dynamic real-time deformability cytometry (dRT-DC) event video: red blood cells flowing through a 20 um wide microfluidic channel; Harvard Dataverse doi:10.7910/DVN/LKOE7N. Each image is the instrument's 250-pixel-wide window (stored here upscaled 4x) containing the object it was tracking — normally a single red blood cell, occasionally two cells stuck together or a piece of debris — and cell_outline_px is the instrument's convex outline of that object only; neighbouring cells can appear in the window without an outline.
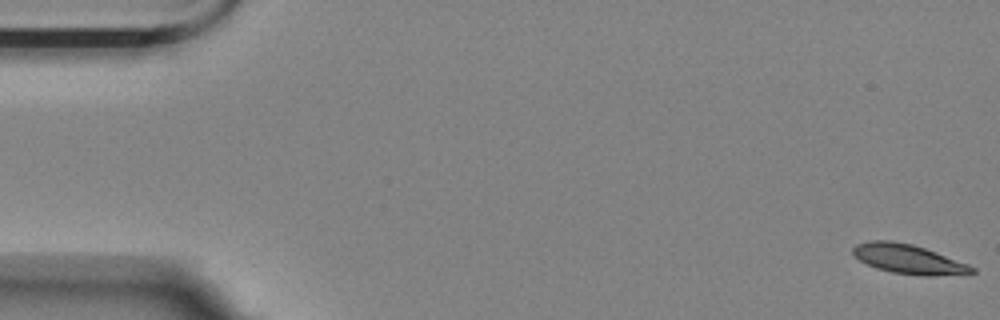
{"species": "Egyptian fruit bat (a non-hibernating species)", "species_latin": "Rousettus aegyptiacus", "temperature_condition": "room temperature", "stored_images_in_passage": 57, "segment_of_instrument_passage": [1, 2], "camera_frame_rate_fps": 3000, "um_per_image_px": 0.085, "animal": {"sex": "female"}, "frame": {"image": 1, "passage_image": 1, "time_ms": 0.0, "image_size_px": [1000, 320], "cell_outline_px": [[976, 272], [932, 276], [920, 276], [892, 272], [876, 268], [860, 260], [852, 252], [852, 248], [856, 244], [868, 240], [892, 240], [912, 244], [936, 252], [968, 264], [976, 268]], "centroid_in_image_um": [77.19, 22.01], "position_along_channel_um": 7.8, "area_um2": 20.29}}
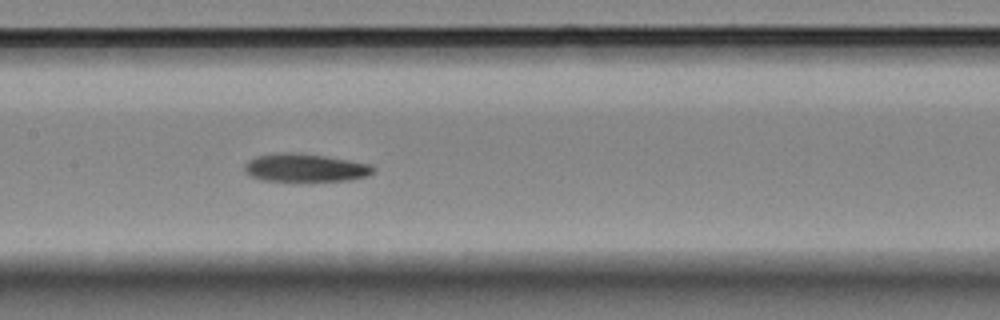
{"frame": {"image": 2, "passage_image": 27, "time_ms": 8.667, "image_size_px": [1000, 320], "cell_outline_px": [[376, 172], [368, 176], [348, 180], [312, 184], [260, 180], [244, 172], [244, 164], [248, 160], [256, 156], [276, 152], [300, 152], [372, 164], [376, 168]], "centroid_in_image_um": [25.95, 14.3], "position_along_channel_um": 181.4, "area_um2": 22.43}}
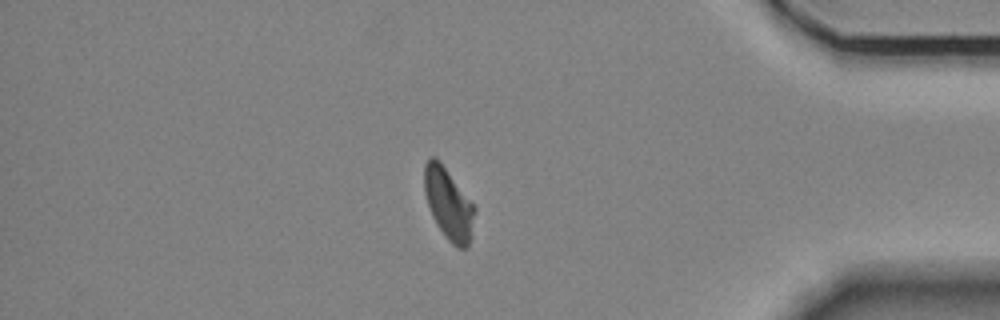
{"frame": {"image": 3, "passage_image": 48, "time_ms": 15.667, "image_size_px": [1000, 320], "cell_outline_px": [[476, 212], [472, 236], [468, 248], [456, 248], [448, 240], [436, 224], [432, 216], [424, 192], [424, 164], [428, 156], [436, 156], [440, 160], [476, 208]], "centroid_in_image_um": [38.13, 17.32], "position_along_channel_um": 397.1, "area_um2": 21.27}}